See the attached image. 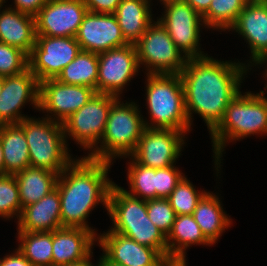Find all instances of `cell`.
Wrapping results in <instances>:
<instances>
[{
  "label": "cell",
  "mask_w": 267,
  "mask_h": 266,
  "mask_svg": "<svg viewBox=\"0 0 267 266\" xmlns=\"http://www.w3.org/2000/svg\"><path fill=\"white\" fill-rule=\"evenodd\" d=\"M97 244L109 261L123 266H161L167 260L158 250L110 230L97 236Z\"/></svg>",
  "instance_id": "cell-18"
},
{
  "label": "cell",
  "mask_w": 267,
  "mask_h": 266,
  "mask_svg": "<svg viewBox=\"0 0 267 266\" xmlns=\"http://www.w3.org/2000/svg\"><path fill=\"white\" fill-rule=\"evenodd\" d=\"M4 3H6V0H0V10H1V8L3 7L4 8Z\"/></svg>",
  "instance_id": "cell-46"
},
{
  "label": "cell",
  "mask_w": 267,
  "mask_h": 266,
  "mask_svg": "<svg viewBox=\"0 0 267 266\" xmlns=\"http://www.w3.org/2000/svg\"><path fill=\"white\" fill-rule=\"evenodd\" d=\"M17 223V232H52L61 228L58 189L55 188L38 202L23 207Z\"/></svg>",
  "instance_id": "cell-21"
},
{
  "label": "cell",
  "mask_w": 267,
  "mask_h": 266,
  "mask_svg": "<svg viewBox=\"0 0 267 266\" xmlns=\"http://www.w3.org/2000/svg\"><path fill=\"white\" fill-rule=\"evenodd\" d=\"M40 82L27 68L20 74L5 76L0 94V125L19 124L28 116L21 114L26 103L39 110Z\"/></svg>",
  "instance_id": "cell-15"
},
{
  "label": "cell",
  "mask_w": 267,
  "mask_h": 266,
  "mask_svg": "<svg viewBox=\"0 0 267 266\" xmlns=\"http://www.w3.org/2000/svg\"><path fill=\"white\" fill-rule=\"evenodd\" d=\"M4 85V76H0V94Z\"/></svg>",
  "instance_id": "cell-45"
},
{
  "label": "cell",
  "mask_w": 267,
  "mask_h": 266,
  "mask_svg": "<svg viewBox=\"0 0 267 266\" xmlns=\"http://www.w3.org/2000/svg\"><path fill=\"white\" fill-rule=\"evenodd\" d=\"M4 174L14 175L30 167L27 139L18 124L0 125Z\"/></svg>",
  "instance_id": "cell-25"
},
{
  "label": "cell",
  "mask_w": 267,
  "mask_h": 266,
  "mask_svg": "<svg viewBox=\"0 0 267 266\" xmlns=\"http://www.w3.org/2000/svg\"><path fill=\"white\" fill-rule=\"evenodd\" d=\"M208 56L187 59L179 75L190 128L193 113H197L210 133L223 119L229 103L241 92L248 67L240 61H221Z\"/></svg>",
  "instance_id": "cell-1"
},
{
  "label": "cell",
  "mask_w": 267,
  "mask_h": 266,
  "mask_svg": "<svg viewBox=\"0 0 267 266\" xmlns=\"http://www.w3.org/2000/svg\"><path fill=\"white\" fill-rule=\"evenodd\" d=\"M167 1H174V0H160V2L165 3Z\"/></svg>",
  "instance_id": "cell-47"
},
{
  "label": "cell",
  "mask_w": 267,
  "mask_h": 266,
  "mask_svg": "<svg viewBox=\"0 0 267 266\" xmlns=\"http://www.w3.org/2000/svg\"><path fill=\"white\" fill-rule=\"evenodd\" d=\"M139 69L135 44L99 53L97 93L120 98L125 86L129 85L128 82L138 74Z\"/></svg>",
  "instance_id": "cell-12"
},
{
  "label": "cell",
  "mask_w": 267,
  "mask_h": 266,
  "mask_svg": "<svg viewBox=\"0 0 267 266\" xmlns=\"http://www.w3.org/2000/svg\"><path fill=\"white\" fill-rule=\"evenodd\" d=\"M146 106L150 123L147 128L190 132L186 115L184 87L179 74H146Z\"/></svg>",
  "instance_id": "cell-6"
},
{
  "label": "cell",
  "mask_w": 267,
  "mask_h": 266,
  "mask_svg": "<svg viewBox=\"0 0 267 266\" xmlns=\"http://www.w3.org/2000/svg\"><path fill=\"white\" fill-rule=\"evenodd\" d=\"M0 175H4V168H3V150H2V143L0 141Z\"/></svg>",
  "instance_id": "cell-44"
},
{
  "label": "cell",
  "mask_w": 267,
  "mask_h": 266,
  "mask_svg": "<svg viewBox=\"0 0 267 266\" xmlns=\"http://www.w3.org/2000/svg\"><path fill=\"white\" fill-rule=\"evenodd\" d=\"M220 201L218 195L207 192L192 214L203 235L212 245L216 244L221 234L232 224V219L227 216Z\"/></svg>",
  "instance_id": "cell-24"
},
{
  "label": "cell",
  "mask_w": 267,
  "mask_h": 266,
  "mask_svg": "<svg viewBox=\"0 0 267 266\" xmlns=\"http://www.w3.org/2000/svg\"><path fill=\"white\" fill-rule=\"evenodd\" d=\"M92 254L87 257L86 259L80 261V262H76V263H71V264H66V265H62V266H98V264H93L91 262V259H92Z\"/></svg>",
  "instance_id": "cell-42"
},
{
  "label": "cell",
  "mask_w": 267,
  "mask_h": 266,
  "mask_svg": "<svg viewBox=\"0 0 267 266\" xmlns=\"http://www.w3.org/2000/svg\"><path fill=\"white\" fill-rule=\"evenodd\" d=\"M189 3L191 7L203 16L209 9L210 3L212 0H184Z\"/></svg>",
  "instance_id": "cell-40"
},
{
  "label": "cell",
  "mask_w": 267,
  "mask_h": 266,
  "mask_svg": "<svg viewBox=\"0 0 267 266\" xmlns=\"http://www.w3.org/2000/svg\"><path fill=\"white\" fill-rule=\"evenodd\" d=\"M186 134L185 131L145 127L130 156L137 163L150 168L176 165L184 148Z\"/></svg>",
  "instance_id": "cell-13"
},
{
  "label": "cell",
  "mask_w": 267,
  "mask_h": 266,
  "mask_svg": "<svg viewBox=\"0 0 267 266\" xmlns=\"http://www.w3.org/2000/svg\"><path fill=\"white\" fill-rule=\"evenodd\" d=\"M55 79L60 83L87 86L97 92L98 54L81 50Z\"/></svg>",
  "instance_id": "cell-28"
},
{
  "label": "cell",
  "mask_w": 267,
  "mask_h": 266,
  "mask_svg": "<svg viewBox=\"0 0 267 266\" xmlns=\"http://www.w3.org/2000/svg\"><path fill=\"white\" fill-rule=\"evenodd\" d=\"M96 93L95 89L87 86L65 84L56 79H46L40 82L39 111L42 110L47 113L45 118L63 123Z\"/></svg>",
  "instance_id": "cell-14"
},
{
  "label": "cell",
  "mask_w": 267,
  "mask_h": 266,
  "mask_svg": "<svg viewBox=\"0 0 267 266\" xmlns=\"http://www.w3.org/2000/svg\"><path fill=\"white\" fill-rule=\"evenodd\" d=\"M81 50L102 53L127 45L115 14L87 11L75 36Z\"/></svg>",
  "instance_id": "cell-17"
},
{
  "label": "cell",
  "mask_w": 267,
  "mask_h": 266,
  "mask_svg": "<svg viewBox=\"0 0 267 266\" xmlns=\"http://www.w3.org/2000/svg\"><path fill=\"white\" fill-rule=\"evenodd\" d=\"M135 47L139 66L147 68L146 74H180L187 62L158 20L147 28Z\"/></svg>",
  "instance_id": "cell-8"
},
{
  "label": "cell",
  "mask_w": 267,
  "mask_h": 266,
  "mask_svg": "<svg viewBox=\"0 0 267 266\" xmlns=\"http://www.w3.org/2000/svg\"><path fill=\"white\" fill-rule=\"evenodd\" d=\"M97 236L93 230L79 227H61L52 231L53 266L76 263L89 257L93 254Z\"/></svg>",
  "instance_id": "cell-19"
},
{
  "label": "cell",
  "mask_w": 267,
  "mask_h": 266,
  "mask_svg": "<svg viewBox=\"0 0 267 266\" xmlns=\"http://www.w3.org/2000/svg\"><path fill=\"white\" fill-rule=\"evenodd\" d=\"M147 215L166 237L177 216L167 198L147 200Z\"/></svg>",
  "instance_id": "cell-35"
},
{
  "label": "cell",
  "mask_w": 267,
  "mask_h": 266,
  "mask_svg": "<svg viewBox=\"0 0 267 266\" xmlns=\"http://www.w3.org/2000/svg\"><path fill=\"white\" fill-rule=\"evenodd\" d=\"M86 12L83 0H49L35 16L36 35L75 37Z\"/></svg>",
  "instance_id": "cell-16"
},
{
  "label": "cell",
  "mask_w": 267,
  "mask_h": 266,
  "mask_svg": "<svg viewBox=\"0 0 267 266\" xmlns=\"http://www.w3.org/2000/svg\"><path fill=\"white\" fill-rule=\"evenodd\" d=\"M0 42L29 55L36 42L35 17L7 7L0 10Z\"/></svg>",
  "instance_id": "cell-22"
},
{
  "label": "cell",
  "mask_w": 267,
  "mask_h": 266,
  "mask_svg": "<svg viewBox=\"0 0 267 266\" xmlns=\"http://www.w3.org/2000/svg\"><path fill=\"white\" fill-rule=\"evenodd\" d=\"M121 100L117 98L111 106L100 145L85 157L113 163L115 158H129L134 152L145 129L143 116L135 102Z\"/></svg>",
  "instance_id": "cell-5"
},
{
  "label": "cell",
  "mask_w": 267,
  "mask_h": 266,
  "mask_svg": "<svg viewBox=\"0 0 267 266\" xmlns=\"http://www.w3.org/2000/svg\"><path fill=\"white\" fill-rule=\"evenodd\" d=\"M164 13L157 19L167 30L178 49L189 58L204 57L208 54L200 49V28L205 27L202 16L184 0L167 1Z\"/></svg>",
  "instance_id": "cell-9"
},
{
  "label": "cell",
  "mask_w": 267,
  "mask_h": 266,
  "mask_svg": "<svg viewBox=\"0 0 267 266\" xmlns=\"http://www.w3.org/2000/svg\"><path fill=\"white\" fill-rule=\"evenodd\" d=\"M166 242L168 259H186V249L191 245H212L203 235L192 214L176 216Z\"/></svg>",
  "instance_id": "cell-26"
},
{
  "label": "cell",
  "mask_w": 267,
  "mask_h": 266,
  "mask_svg": "<svg viewBox=\"0 0 267 266\" xmlns=\"http://www.w3.org/2000/svg\"><path fill=\"white\" fill-rule=\"evenodd\" d=\"M240 92L227 106L223 119L209 133L212 140L216 176L227 143L251 135H267V101L258 94ZM264 134V135H263ZM232 140V141H231Z\"/></svg>",
  "instance_id": "cell-3"
},
{
  "label": "cell",
  "mask_w": 267,
  "mask_h": 266,
  "mask_svg": "<svg viewBox=\"0 0 267 266\" xmlns=\"http://www.w3.org/2000/svg\"><path fill=\"white\" fill-rule=\"evenodd\" d=\"M98 266H123L109 261L103 254L100 256Z\"/></svg>",
  "instance_id": "cell-43"
},
{
  "label": "cell",
  "mask_w": 267,
  "mask_h": 266,
  "mask_svg": "<svg viewBox=\"0 0 267 266\" xmlns=\"http://www.w3.org/2000/svg\"><path fill=\"white\" fill-rule=\"evenodd\" d=\"M28 68V55L21 49L0 42V76L22 73Z\"/></svg>",
  "instance_id": "cell-34"
},
{
  "label": "cell",
  "mask_w": 267,
  "mask_h": 266,
  "mask_svg": "<svg viewBox=\"0 0 267 266\" xmlns=\"http://www.w3.org/2000/svg\"><path fill=\"white\" fill-rule=\"evenodd\" d=\"M80 51L75 37L36 35L35 45L28 55V68L39 82L55 79Z\"/></svg>",
  "instance_id": "cell-11"
},
{
  "label": "cell",
  "mask_w": 267,
  "mask_h": 266,
  "mask_svg": "<svg viewBox=\"0 0 267 266\" xmlns=\"http://www.w3.org/2000/svg\"><path fill=\"white\" fill-rule=\"evenodd\" d=\"M107 211L113 226L110 231L156 249L168 259L166 236L149 219L146 200L129 195L114 183L109 193Z\"/></svg>",
  "instance_id": "cell-4"
},
{
  "label": "cell",
  "mask_w": 267,
  "mask_h": 266,
  "mask_svg": "<svg viewBox=\"0 0 267 266\" xmlns=\"http://www.w3.org/2000/svg\"><path fill=\"white\" fill-rule=\"evenodd\" d=\"M14 253L7 254L0 261V266H34L28 259H26L16 248Z\"/></svg>",
  "instance_id": "cell-39"
},
{
  "label": "cell",
  "mask_w": 267,
  "mask_h": 266,
  "mask_svg": "<svg viewBox=\"0 0 267 266\" xmlns=\"http://www.w3.org/2000/svg\"><path fill=\"white\" fill-rule=\"evenodd\" d=\"M206 193L205 190L198 192L184 176L167 199L176 215H191Z\"/></svg>",
  "instance_id": "cell-32"
},
{
  "label": "cell",
  "mask_w": 267,
  "mask_h": 266,
  "mask_svg": "<svg viewBox=\"0 0 267 266\" xmlns=\"http://www.w3.org/2000/svg\"><path fill=\"white\" fill-rule=\"evenodd\" d=\"M266 63H267V54H264V55L259 56L254 61H252L249 65H247L248 72H249V69H251L252 66L253 67H254V65L255 66L262 65L263 66ZM266 67H267V64H266ZM263 77L267 79V69H265V72L263 74ZM257 94L260 95L261 97L265 98V100L267 101V96L266 97L264 96L265 92L263 90H261L260 93H257Z\"/></svg>",
  "instance_id": "cell-41"
},
{
  "label": "cell",
  "mask_w": 267,
  "mask_h": 266,
  "mask_svg": "<svg viewBox=\"0 0 267 266\" xmlns=\"http://www.w3.org/2000/svg\"><path fill=\"white\" fill-rule=\"evenodd\" d=\"M111 164L84 156L75 158L59 175L56 188L61 200L62 227L85 228L97 234L86 220L100 203L108 210L109 193L114 184L108 177Z\"/></svg>",
  "instance_id": "cell-2"
},
{
  "label": "cell",
  "mask_w": 267,
  "mask_h": 266,
  "mask_svg": "<svg viewBox=\"0 0 267 266\" xmlns=\"http://www.w3.org/2000/svg\"><path fill=\"white\" fill-rule=\"evenodd\" d=\"M250 0H212L208 11L202 16L205 28L228 31L240 12Z\"/></svg>",
  "instance_id": "cell-30"
},
{
  "label": "cell",
  "mask_w": 267,
  "mask_h": 266,
  "mask_svg": "<svg viewBox=\"0 0 267 266\" xmlns=\"http://www.w3.org/2000/svg\"><path fill=\"white\" fill-rule=\"evenodd\" d=\"M18 250L34 266H53L52 232H18Z\"/></svg>",
  "instance_id": "cell-29"
},
{
  "label": "cell",
  "mask_w": 267,
  "mask_h": 266,
  "mask_svg": "<svg viewBox=\"0 0 267 266\" xmlns=\"http://www.w3.org/2000/svg\"><path fill=\"white\" fill-rule=\"evenodd\" d=\"M22 208L38 202L56 188L59 174L35 167L14 174Z\"/></svg>",
  "instance_id": "cell-27"
},
{
  "label": "cell",
  "mask_w": 267,
  "mask_h": 266,
  "mask_svg": "<svg viewBox=\"0 0 267 266\" xmlns=\"http://www.w3.org/2000/svg\"><path fill=\"white\" fill-rule=\"evenodd\" d=\"M128 162L127 178L129 195L142 200L156 199V168H150L137 163L132 157Z\"/></svg>",
  "instance_id": "cell-31"
},
{
  "label": "cell",
  "mask_w": 267,
  "mask_h": 266,
  "mask_svg": "<svg viewBox=\"0 0 267 266\" xmlns=\"http://www.w3.org/2000/svg\"><path fill=\"white\" fill-rule=\"evenodd\" d=\"M49 0H14V7L22 13L36 16L43 5H45Z\"/></svg>",
  "instance_id": "cell-38"
},
{
  "label": "cell",
  "mask_w": 267,
  "mask_h": 266,
  "mask_svg": "<svg viewBox=\"0 0 267 266\" xmlns=\"http://www.w3.org/2000/svg\"><path fill=\"white\" fill-rule=\"evenodd\" d=\"M25 133L30 166L61 174L75 159L70 155L63 123L49 118L23 119L18 124Z\"/></svg>",
  "instance_id": "cell-7"
},
{
  "label": "cell",
  "mask_w": 267,
  "mask_h": 266,
  "mask_svg": "<svg viewBox=\"0 0 267 266\" xmlns=\"http://www.w3.org/2000/svg\"><path fill=\"white\" fill-rule=\"evenodd\" d=\"M175 165L156 168V199L167 198L185 176Z\"/></svg>",
  "instance_id": "cell-36"
},
{
  "label": "cell",
  "mask_w": 267,
  "mask_h": 266,
  "mask_svg": "<svg viewBox=\"0 0 267 266\" xmlns=\"http://www.w3.org/2000/svg\"><path fill=\"white\" fill-rule=\"evenodd\" d=\"M152 0H121L115 11L118 24L128 44H135L154 22Z\"/></svg>",
  "instance_id": "cell-23"
},
{
  "label": "cell",
  "mask_w": 267,
  "mask_h": 266,
  "mask_svg": "<svg viewBox=\"0 0 267 266\" xmlns=\"http://www.w3.org/2000/svg\"><path fill=\"white\" fill-rule=\"evenodd\" d=\"M242 35L250 48L251 63L261 55L267 54V0H250L240 12L229 31Z\"/></svg>",
  "instance_id": "cell-20"
},
{
  "label": "cell",
  "mask_w": 267,
  "mask_h": 266,
  "mask_svg": "<svg viewBox=\"0 0 267 266\" xmlns=\"http://www.w3.org/2000/svg\"><path fill=\"white\" fill-rule=\"evenodd\" d=\"M118 97L96 93L83 107L70 115L64 122V135L89 152L99 144L113 102Z\"/></svg>",
  "instance_id": "cell-10"
},
{
  "label": "cell",
  "mask_w": 267,
  "mask_h": 266,
  "mask_svg": "<svg viewBox=\"0 0 267 266\" xmlns=\"http://www.w3.org/2000/svg\"><path fill=\"white\" fill-rule=\"evenodd\" d=\"M87 11L114 14L121 0H83Z\"/></svg>",
  "instance_id": "cell-37"
},
{
  "label": "cell",
  "mask_w": 267,
  "mask_h": 266,
  "mask_svg": "<svg viewBox=\"0 0 267 266\" xmlns=\"http://www.w3.org/2000/svg\"><path fill=\"white\" fill-rule=\"evenodd\" d=\"M22 209L15 176L0 175V217L10 220L14 216L18 220Z\"/></svg>",
  "instance_id": "cell-33"
}]
</instances>
